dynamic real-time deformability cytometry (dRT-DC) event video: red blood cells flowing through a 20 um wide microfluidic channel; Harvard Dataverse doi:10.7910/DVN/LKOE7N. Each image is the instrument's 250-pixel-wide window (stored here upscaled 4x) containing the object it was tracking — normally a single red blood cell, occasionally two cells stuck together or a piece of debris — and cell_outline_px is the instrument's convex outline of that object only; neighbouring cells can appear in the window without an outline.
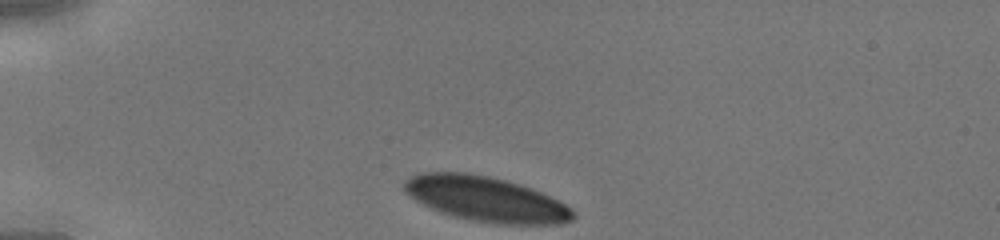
{"species": "human", "species_latin": "Homo sapiens", "temperature_condition": "cold", "stored_images_in_passage": 28, "camera_frame_rate_fps": 3000, "um_per_image_px": 0.085, "donor": {"sex": "male"}, "frame": {"image": 1, "passage_image": 1, "time_ms": 0.0, "image_size_px": [1000, 240], "cell_outline_px": [[576, 216], [572, 220], [564, 224], [496, 224], [472, 220], [452, 216], [440, 212], [416, 200], [404, 188], [404, 180], [412, 176], [424, 172], [464, 172], [488, 176], [504, 180], [540, 192], [572, 208], [576, 212]], "centroid_in_image_um": [41.33, 16.93], "position_along_channel_um": 43.7, "area_um2": 43.75}}
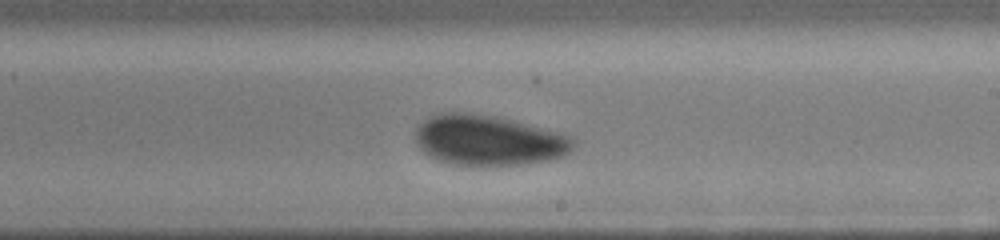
{"frame": {"image": 2, "passage_image": 17, "time_ms": 5.333, "image_size_px": [1000, 240], "cell_outline_px": [[576, 144], [564, 156], [548, 160], [520, 164], [452, 164], [440, 160], [424, 152], [416, 144], [416, 124], [428, 116], [440, 112], [468, 112], [496, 116], [560, 132], [572, 136], [576, 140]], "centroid_in_image_um": [41.51, 11.89], "position_along_channel_um": 247.5, "area_um2": 46.3}}
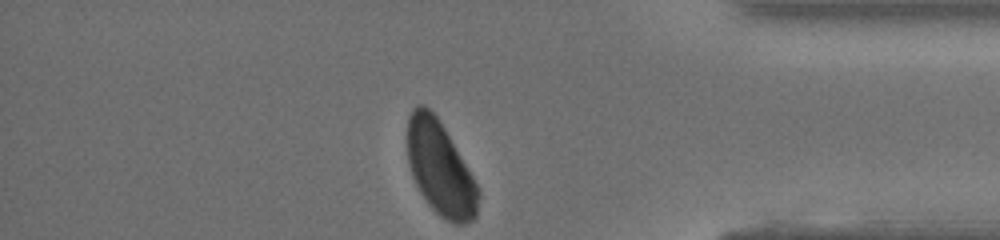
{"frame": {"image": 3, "passage_image": 28, "time_ms": 9.0, "image_size_px": [1000, 240], "cell_outline_px": [[480, 196], [476, 216], [472, 220], [464, 224], [456, 224], [440, 216], [428, 204], [420, 192], [412, 176], [408, 164], [408, 116], [412, 108], [416, 104], [424, 104], [436, 116], [444, 128], [472, 176], [480, 192]], "centroid_in_image_um": [37.4, 14.32], "position_along_channel_um": 397.8, "area_um2": 38.38}}